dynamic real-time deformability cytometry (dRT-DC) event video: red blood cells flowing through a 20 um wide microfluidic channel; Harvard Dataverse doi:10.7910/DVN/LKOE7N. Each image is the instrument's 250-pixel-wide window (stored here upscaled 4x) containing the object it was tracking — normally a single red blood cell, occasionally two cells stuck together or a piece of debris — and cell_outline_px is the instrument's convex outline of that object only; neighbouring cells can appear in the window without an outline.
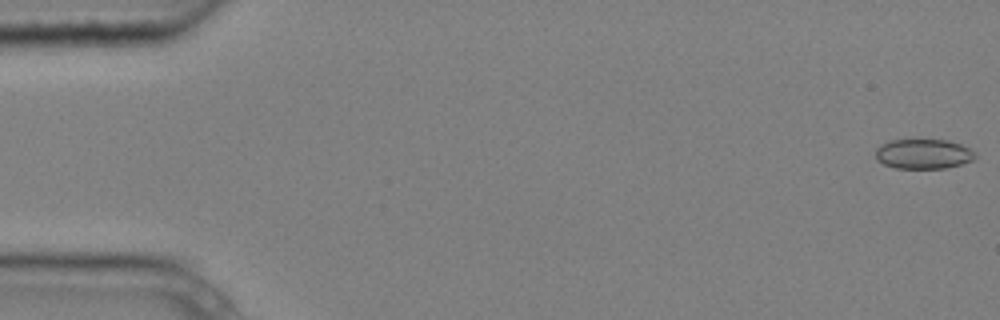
{"species": "common noctule bat (a hibernating species)", "species_latin": "Nyctalus noctula", "temperature_condition": "cold", "stored_images_in_passage": 4, "camera_frame_rate_fps": 3000, "um_per_image_px": 0.085, "animal": {"sex": "male", "body_mass_g": 20.4}, "frame": {"image": 1, "passage_image": 1, "time_ms": 0.0, "image_size_px": [1000, 320], "cell_outline_px": [[976, 156], [972, 160], [948, 168], [896, 168], [884, 164], [876, 160], [876, 148], [880, 144], [888, 140], [948, 140], [960, 144], [968, 148]], "centroid_in_image_um": [78.44, 13.08], "position_along_channel_um": 6.6, "area_um2": 17.22}}
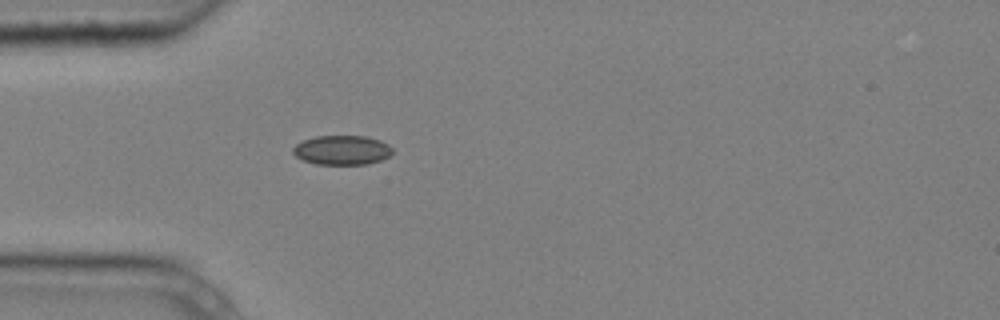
{"frame": {"image": 2, "passage_image": 4, "time_ms": 1.0, "image_size_px": [1000, 320], "cell_outline_px": [[392, 152], [388, 156], [380, 160], [368, 164], [316, 164], [300, 160], [292, 152], [292, 148], [296, 144], [304, 140], [316, 136], [368, 136], [380, 140], [388, 144], [392, 148]], "centroid_in_image_um": [29.05, 12.76], "position_along_channel_um": 56.0, "area_um2": 17.11}}